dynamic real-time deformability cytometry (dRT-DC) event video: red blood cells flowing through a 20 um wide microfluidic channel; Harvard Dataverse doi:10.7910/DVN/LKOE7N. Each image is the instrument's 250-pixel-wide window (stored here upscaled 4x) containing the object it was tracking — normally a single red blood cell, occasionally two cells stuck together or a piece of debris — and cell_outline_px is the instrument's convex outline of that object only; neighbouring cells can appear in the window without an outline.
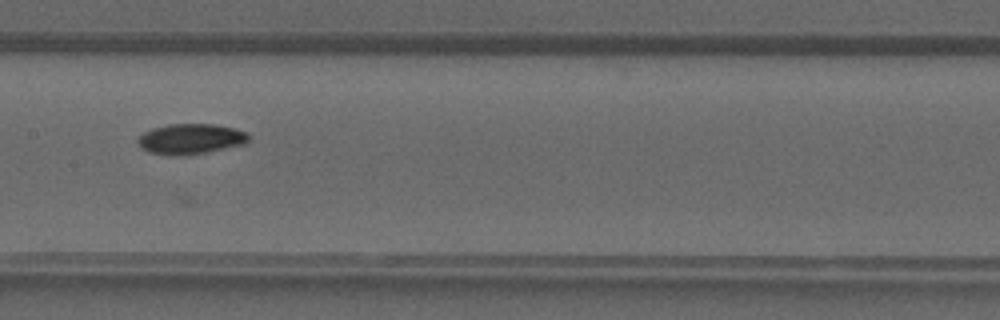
{"species": "common noctule bat (a hibernating species)", "species_latin": "Nyctalus noctula", "temperature_condition": "warm", "stored_images_in_passage": 19, "camera_frame_rate_fps": 3000, "um_per_image_px": 0.085, "animal": {"sex": "male", "forearm_length_mm": 52.5}, "frame": {"image": 1, "passage_image": 16, "time_ms": 5.0, "image_size_px": [1000, 320], "cell_outline_px": [[252, 140], [248, 144], [184, 156], [172, 156], [148, 152], [140, 148], [136, 140], [144, 132], [152, 128], [168, 124], [216, 124], [236, 128], [248, 132]], "centroid_in_image_um": [16.25, 11.81], "position_along_channel_um": 191.1, "area_um2": 20.17}}